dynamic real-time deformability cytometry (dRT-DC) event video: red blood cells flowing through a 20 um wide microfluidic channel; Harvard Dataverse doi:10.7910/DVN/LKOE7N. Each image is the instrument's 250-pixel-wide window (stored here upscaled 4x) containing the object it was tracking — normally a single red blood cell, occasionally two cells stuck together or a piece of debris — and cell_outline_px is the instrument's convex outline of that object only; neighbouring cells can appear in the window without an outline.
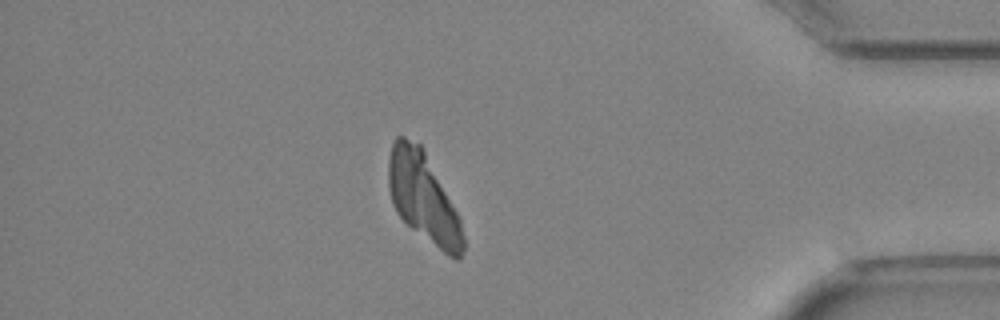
{"species": "Egyptian fruit bat (a non-hibernating species)", "species_latin": "Rousettus aegyptiacus", "temperature_condition": "cold", "stored_images_in_passage": 47, "camera_frame_rate_fps": 3000, "um_per_image_px": 0.085, "animal": {"sex": "female"}, "frame": {"image": 1, "passage_image": 41, "time_ms": 13.333, "image_size_px": [1000, 320], "cell_outline_px": [[464, 248], [460, 260], [456, 260], [448, 256], [412, 228], [396, 212], [392, 204], [388, 188], [388, 160], [392, 140], [396, 136], [404, 136], [420, 144], [456, 212], [460, 220], [464, 236]], "centroid_in_image_um": [35.95, 16.8], "position_along_channel_um": 399.3, "area_um2": 38.32}}